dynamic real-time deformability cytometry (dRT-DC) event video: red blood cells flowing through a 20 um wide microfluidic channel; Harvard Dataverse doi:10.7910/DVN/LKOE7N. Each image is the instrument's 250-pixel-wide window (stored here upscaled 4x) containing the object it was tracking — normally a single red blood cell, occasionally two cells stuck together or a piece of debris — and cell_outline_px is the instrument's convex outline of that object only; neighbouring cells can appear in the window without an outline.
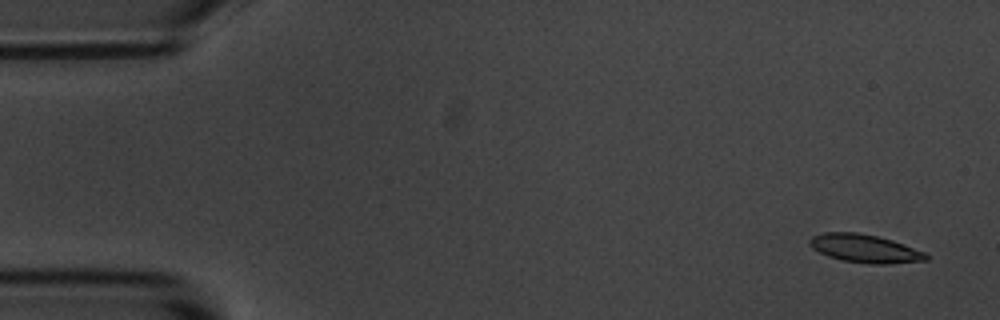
{"species": "common noctule bat (a hibernating species)", "species_latin": "Nyctalus noctula", "temperature_condition": "room temperature", "stored_images_in_passage": 4, "camera_frame_rate_fps": 3000, "um_per_image_px": 0.085, "animal": {"sex": "male", "body_mass_g": 20.1, "forearm_length_mm": 53.5}, "frame": {"image": 1, "passage_image": 1, "time_ms": 0.0, "image_size_px": [1000, 320], "cell_outline_px": [[928, 260], [888, 264], [868, 264], [844, 260], [828, 256], [812, 248], [808, 244], [808, 240], [812, 236], [824, 232], [856, 232], [876, 236], [892, 240], [904, 244], [924, 252], [928, 256]], "centroid_in_image_um": [73.49, 21.12], "position_along_channel_um": 11.5, "area_um2": 19.07}}
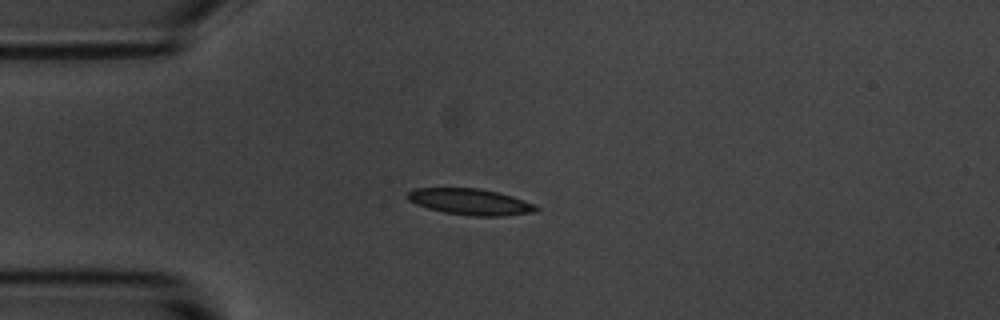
{"frame": {"image": 2, "passage_image": 4, "time_ms": 3.667, "image_size_px": [1000, 320], "cell_outline_px": [[540, 208], [536, 212], [504, 216], [472, 216], [444, 212], [428, 208], [416, 204], [408, 200], [408, 192], [416, 188], [480, 188], [512, 196], [536, 204]], "centroid_in_image_um": [40.02, 17.16], "position_along_channel_um": 45.0, "area_um2": 19.65}}